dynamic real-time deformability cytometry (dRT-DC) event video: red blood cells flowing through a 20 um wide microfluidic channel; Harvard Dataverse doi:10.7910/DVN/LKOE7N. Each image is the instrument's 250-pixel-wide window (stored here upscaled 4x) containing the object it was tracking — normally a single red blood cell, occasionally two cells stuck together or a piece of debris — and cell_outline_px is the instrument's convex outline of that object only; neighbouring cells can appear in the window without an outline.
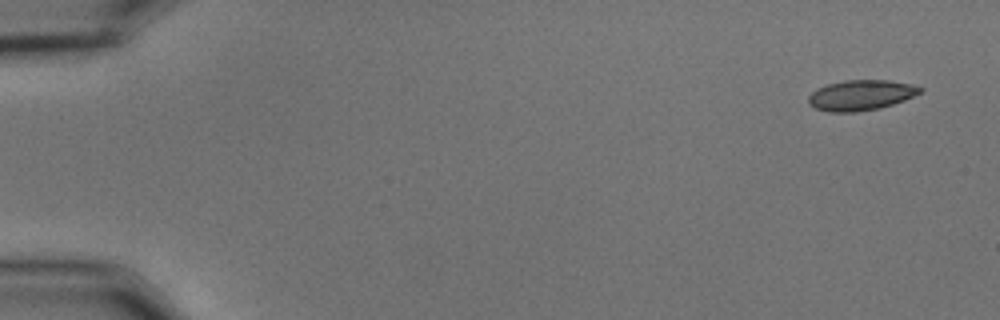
{"species": "common noctule bat (a hibernating species)", "species_latin": "Nyctalus noctula", "temperature_condition": "cold", "stored_images_in_passage": 54, "camera_frame_rate_fps": 3000, "um_per_image_px": 0.085, "animal": {"sex": "male", "body_mass_g": 15.6}, "frame": {"image": 1, "passage_image": 1, "time_ms": 0.0, "image_size_px": [1000, 320], "cell_outline_px": [[924, 88], [920, 92], [904, 100], [880, 108], [856, 112], [828, 112], [816, 108], [808, 104], [808, 96], [816, 88], [828, 84], [844, 80], [888, 80], [912, 84]], "centroid_in_image_um": [73.15, 8.09], "position_along_channel_um": 11.9, "area_um2": 19.77}}
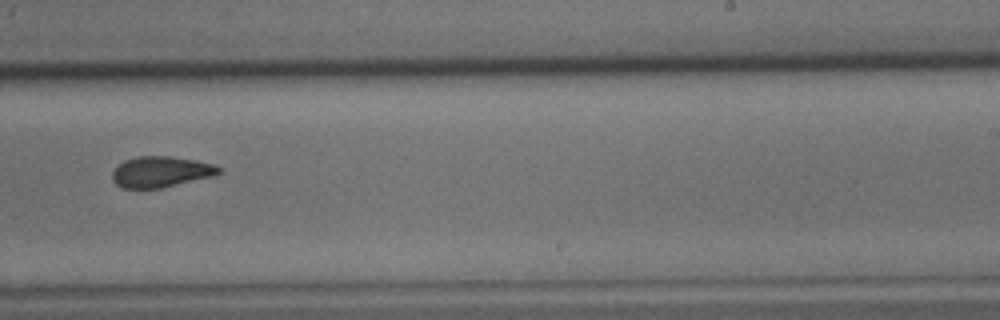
{"frame": {"image": 2, "passage_image": 34, "time_ms": 11.0, "image_size_px": [1000, 320], "cell_outline_px": [[224, 172], [212, 176], [160, 188], [124, 188], [116, 184], [112, 180], [112, 172], [124, 160], [136, 156], [168, 156], [196, 160], [216, 164], [224, 168]], "centroid_in_image_um": [13.72, 14.59], "position_along_channel_um": 275.3, "area_um2": 19.25}}
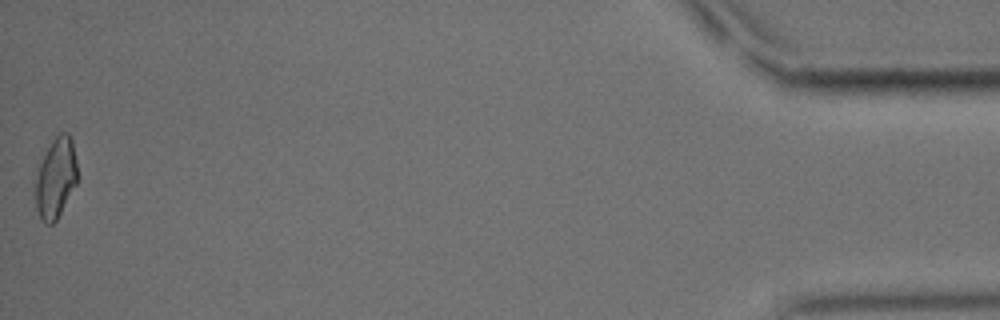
{"frame": {"image": 3, "passage_image": 54, "time_ms": 17.667, "image_size_px": [1000, 320], "cell_outline_px": [[80, 180], [56, 220], [52, 224], [44, 224], [36, 208], [36, 176], [40, 164], [52, 140], [60, 132], [68, 132], [72, 140]], "centroid_in_image_um": [4.79, 15.14], "position_along_channel_um": 430.4, "area_um2": 19.77}, "authors_computed_cell_mechanics": {"area_um2": 19.8254, "velocity_mm_per_s": 3.6312, "shape_relaxation_time_tau1_ms": 9.322, "shape_relaxation_time_tau2_ms": 2.6997, "deformation_change_tau1": 0.1528, "deformation_change_tau2": 0.074}}